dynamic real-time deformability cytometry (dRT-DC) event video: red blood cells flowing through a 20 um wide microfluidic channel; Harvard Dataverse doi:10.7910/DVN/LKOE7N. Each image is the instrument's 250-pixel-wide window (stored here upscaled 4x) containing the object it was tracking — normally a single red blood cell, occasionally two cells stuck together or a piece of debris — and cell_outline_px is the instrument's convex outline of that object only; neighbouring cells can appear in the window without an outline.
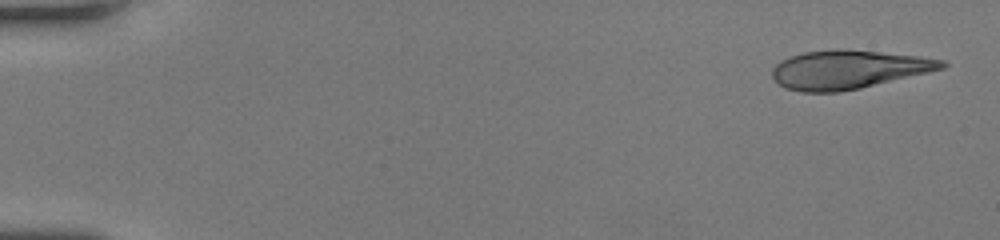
{"species": "human", "species_latin": "Homo sapiens", "temperature_condition": "room temperature", "stored_images_in_passage": 48, "camera_frame_rate_fps": 3000, "um_per_image_px": 0.085, "donor": {"sex": "female"}, "frame": {"image": 1, "passage_image": 1, "time_ms": 0.0, "image_size_px": [1000, 240], "cell_outline_px": [[948, 64], [944, 68], [928, 72], [860, 88], [836, 92], [800, 92], [784, 88], [772, 76], [772, 68], [780, 60], [804, 52], [880, 52], [916, 56], [944, 60]], "centroid_in_image_um": [72.09, 5.95], "position_along_channel_um": 12.9, "area_um2": 36.82}}
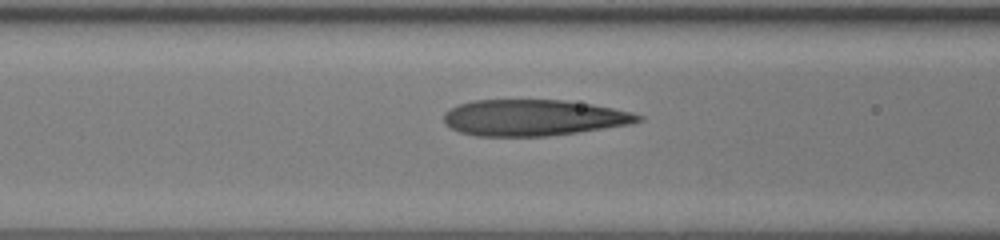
{"frame": {"image": 2, "passage_image": 20, "time_ms": 6.333, "image_size_px": [1000, 240], "cell_outline_px": [[644, 120], [632, 124], [548, 136], [476, 136], [460, 132], [444, 124], [444, 112], [460, 104], [472, 100], [564, 100], [592, 104], [632, 112], [644, 116]], "centroid_in_image_um": [45.36, 10.0], "position_along_channel_um": 121.2, "area_um2": 40.98}}
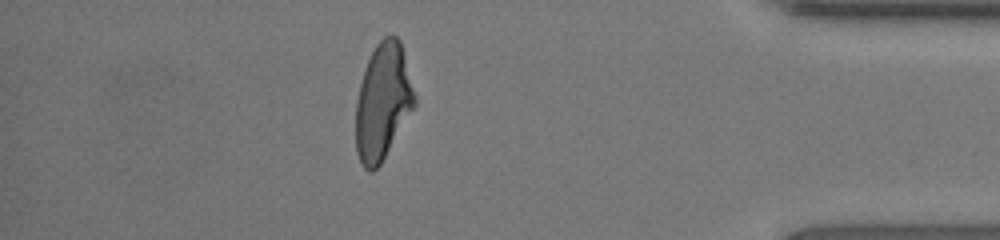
{"frame": {"image": 3, "passage_image": 42, "time_ms": 13.667, "image_size_px": [1000, 240], "cell_outline_px": [[416, 104], [380, 164], [372, 172], [368, 172], [360, 164], [356, 152], [356, 104], [360, 84], [364, 68], [376, 44], [384, 36], [396, 36], [400, 40], [416, 96]], "centroid_in_image_um": [32.53, 8.66], "position_along_channel_um": 402.7, "area_um2": 39.65}, "authors_computed_cell_mechanics": {"area_um2": 40.8068, "velocity_mm_per_s": 4.3214, "shape_relaxation_time_tau1_ms": 8.9571, "shape_relaxation_time_tau2_ms": 1.1948, "deformation_change_tau1": 0.3373, "deformation_change_tau2": 0.1046}}